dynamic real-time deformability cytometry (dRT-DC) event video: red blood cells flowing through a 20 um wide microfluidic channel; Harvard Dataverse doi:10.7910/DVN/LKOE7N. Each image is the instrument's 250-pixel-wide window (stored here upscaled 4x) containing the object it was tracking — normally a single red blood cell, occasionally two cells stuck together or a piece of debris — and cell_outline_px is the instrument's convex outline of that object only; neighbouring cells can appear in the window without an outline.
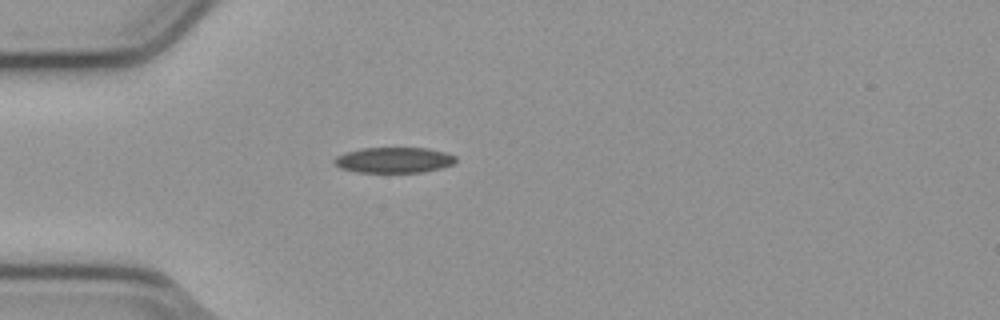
{"species": "common noctule bat (a hibernating species)", "species_latin": "Nyctalus noctula", "temperature_condition": "cold", "stored_images_in_passage": 40, "camera_frame_rate_fps": 3000, "um_per_image_px": 0.085, "animal": {"sex": "male", "body_mass_g": 23.1, "forearm_length_mm": 52.7}, "frame": {"image": 1, "passage_image": 1, "time_ms": 0.0, "image_size_px": [1000, 320], "cell_outline_px": [[456, 164], [424, 172], [356, 172], [340, 168], [332, 160], [336, 156], [348, 152], [364, 148], [424, 148], [444, 152], [456, 156]], "centroid_in_image_um": [33.5, 13.61], "position_along_channel_um": 51.5, "area_um2": 18.03}}
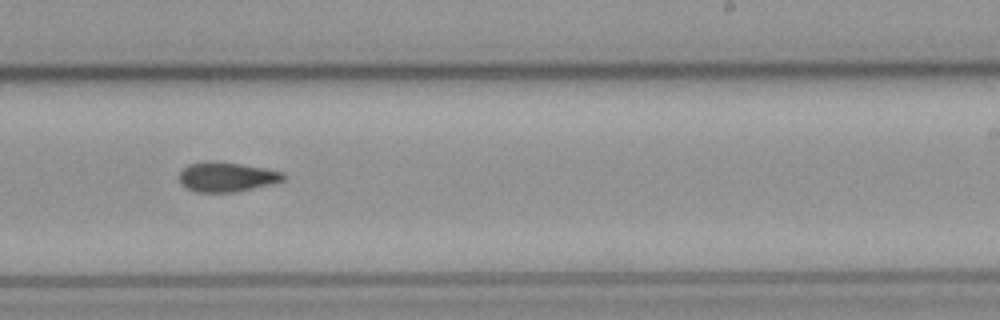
{"frame": {"image": 2, "passage_image": 19, "time_ms": 6.0, "image_size_px": [1000, 320], "cell_outline_px": [[284, 180], [236, 192], [196, 192], [184, 188], [180, 184], [180, 172], [188, 164], [204, 160], [216, 160], [264, 168], [284, 172]], "centroid_in_image_um": [19.2, 15.02], "position_along_channel_um": 269.8, "area_um2": 18.09}}
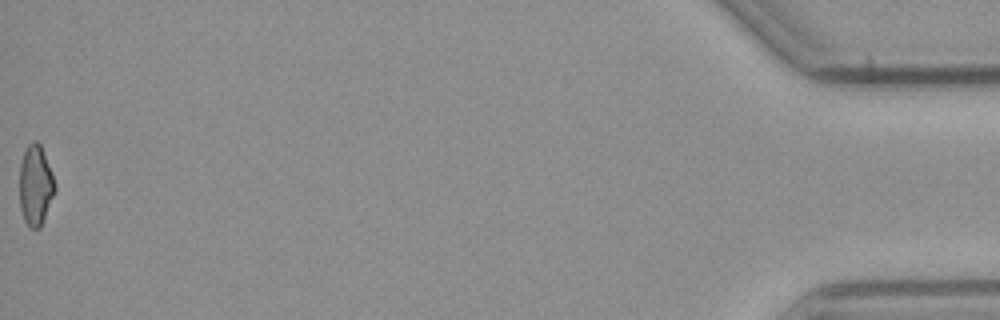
{"frame": {"image": 3, "passage_image": 40, "time_ms": 13.0, "image_size_px": [1000, 320], "cell_outline_px": [[56, 188], [40, 228], [32, 228], [24, 220], [20, 208], [20, 164], [24, 152], [28, 144], [32, 140], [36, 140], [40, 144], [52, 172], [56, 184]], "centroid_in_image_um": [3.02, 15.72], "position_along_channel_um": 432.2, "area_um2": 16.42}, "authors_computed_cell_mechanics": {"area_um2": 17.7446, "velocity_mm_per_s": 3.8076, "shape_relaxation_time_tau1_ms": null, "shape_relaxation_time_tau2_ms": 5.4957, "deformation_change_tau1": null, "deformation_change_tau2": 0.1297}}